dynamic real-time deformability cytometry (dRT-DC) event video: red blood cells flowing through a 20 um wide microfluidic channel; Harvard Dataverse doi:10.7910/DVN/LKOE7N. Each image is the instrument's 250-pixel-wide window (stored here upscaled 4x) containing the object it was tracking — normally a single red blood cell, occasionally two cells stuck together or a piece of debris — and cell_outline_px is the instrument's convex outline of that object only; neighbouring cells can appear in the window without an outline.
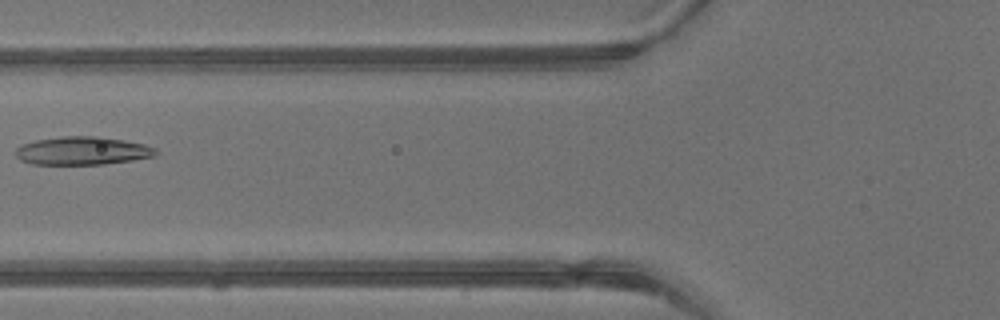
{"species": "common noctule bat (a hibernating species)", "species_latin": "Nyctalus noctula", "temperature_condition": "warm", "stored_images_in_passage": 5, "camera_frame_rate_fps": 3000, "um_per_image_px": 0.085, "animal": {"sex": "male", "body_mass_g": 13.3}, "frame": {"image": 1, "passage_image": 5, "time_ms": 1.333, "image_size_px": [1000, 320], "cell_outline_px": [[160, 152], [156, 156], [132, 160], [104, 164], [32, 164], [20, 160], [12, 152], [16, 148], [24, 144], [36, 140], [64, 136], [100, 136], [124, 140], [144, 144], [156, 148]], "centroid_in_image_um": [7.02, 12.81], "position_along_channel_um": 118.8, "area_um2": 23.18}}